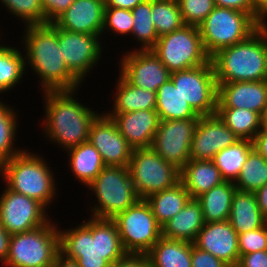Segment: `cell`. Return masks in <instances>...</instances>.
<instances>
[{"mask_svg":"<svg viewBox=\"0 0 267 267\" xmlns=\"http://www.w3.org/2000/svg\"><path fill=\"white\" fill-rule=\"evenodd\" d=\"M253 148L267 160V129H262L252 140Z\"/></svg>","mask_w":267,"mask_h":267,"instance_id":"cell-48","label":"cell"},{"mask_svg":"<svg viewBox=\"0 0 267 267\" xmlns=\"http://www.w3.org/2000/svg\"><path fill=\"white\" fill-rule=\"evenodd\" d=\"M111 267H151L147 254L127 253Z\"/></svg>","mask_w":267,"mask_h":267,"instance_id":"cell-47","label":"cell"},{"mask_svg":"<svg viewBox=\"0 0 267 267\" xmlns=\"http://www.w3.org/2000/svg\"><path fill=\"white\" fill-rule=\"evenodd\" d=\"M191 199L181 181L174 186L148 196L145 200L151 207L157 223L162 227L180 212Z\"/></svg>","mask_w":267,"mask_h":267,"instance_id":"cell-26","label":"cell"},{"mask_svg":"<svg viewBox=\"0 0 267 267\" xmlns=\"http://www.w3.org/2000/svg\"><path fill=\"white\" fill-rule=\"evenodd\" d=\"M16 118L14 109L0 101V165L24 151L14 148Z\"/></svg>","mask_w":267,"mask_h":267,"instance_id":"cell-38","label":"cell"},{"mask_svg":"<svg viewBox=\"0 0 267 267\" xmlns=\"http://www.w3.org/2000/svg\"><path fill=\"white\" fill-rule=\"evenodd\" d=\"M75 0H41L44 9V24L53 23Z\"/></svg>","mask_w":267,"mask_h":267,"instance_id":"cell-44","label":"cell"},{"mask_svg":"<svg viewBox=\"0 0 267 267\" xmlns=\"http://www.w3.org/2000/svg\"><path fill=\"white\" fill-rule=\"evenodd\" d=\"M72 174L85 186H88L105 167L100 153L89 142L81 143L68 150Z\"/></svg>","mask_w":267,"mask_h":267,"instance_id":"cell-30","label":"cell"},{"mask_svg":"<svg viewBox=\"0 0 267 267\" xmlns=\"http://www.w3.org/2000/svg\"><path fill=\"white\" fill-rule=\"evenodd\" d=\"M215 6L249 13L260 25L265 20L253 9L250 0H214Z\"/></svg>","mask_w":267,"mask_h":267,"instance_id":"cell-45","label":"cell"},{"mask_svg":"<svg viewBox=\"0 0 267 267\" xmlns=\"http://www.w3.org/2000/svg\"><path fill=\"white\" fill-rule=\"evenodd\" d=\"M236 267H267V250L241 255Z\"/></svg>","mask_w":267,"mask_h":267,"instance_id":"cell-46","label":"cell"},{"mask_svg":"<svg viewBox=\"0 0 267 267\" xmlns=\"http://www.w3.org/2000/svg\"><path fill=\"white\" fill-rule=\"evenodd\" d=\"M114 107L109 114H122L137 110H153L157 104V93L130 85L121 75L118 77Z\"/></svg>","mask_w":267,"mask_h":267,"instance_id":"cell-29","label":"cell"},{"mask_svg":"<svg viewBox=\"0 0 267 267\" xmlns=\"http://www.w3.org/2000/svg\"><path fill=\"white\" fill-rule=\"evenodd\" d=\"M75 92L77 89L44 91L45 137L65 150L87 142L91 125L100 115L79 103Z\"/></svg>","mask_w":267,"mask_h":267,"instance_id":"cell-3","label":"cell"},{"mask_svg":"<svg viewBox=\"0 0 267 267\" xmlns=\"http://www.w3.org/2000/svg\"><path fill=\"white\" fill-rule=\"evenodd\" d=\"M217 83L267 80V23L211 58Z\"/></svg>","mask_w":267,"mask_h":267,"instance_id":"cell-4","label":"cell"},{"mask_svg":"<svg viewBox=\"0 0 267 267\" xmlns=\"http://www.w3.org/2000/svg\"><path fill=\"white\" fill-rule=\"evenodd\" d=\"M151 51L171 73L202 66L210 60L199 27L191 25L160 36Z\"/></svg>","mask_w":267,"mask_h":267,"instance_id":"cell-9","label":"cell"},{"mask_svg":"<svg viewBox=\"0 0 267 267\" xmlns=\"http://www.w3.org/2000/svg\"><path fill=\"white\" fill-rule=\"evenodd\" d=\"M253 9L265 20L267 17V0H250Z\"/></svg>","mask_w":267,"mask_h":267,"instance_id":"cell-53","label":"cell"},{"mask_svg":"<svg viewBox=\"0 0 267 267\" xmlns=\"http://www.w3.org/2000/svg\"><path fill=\"white\" fill-rule=\"evenodd\" d=\"M25 32V65L30 64L38 74L42 90L79 89L81 83L70 73L62 58L57 26L54 23L26 26Z\"/></svg>","mask_w":267,"mask_h":267,"instance_id":"cell-2","label":"cell"},{"mask_svg":"<svg viewBox=\"0 0 267 267\" xmlns=\"http://www.w3.org/2000/svg\"><path fill=\"white\" fill-rule=\"evenodd\" d=\"M88 141L100 153L105 166L128 167L133 148L106 113H101L92 123Z\"/></svg>","mask_w":267,"mask_h":267,"instance_id":"cell-17","label":"cell"},{"mask_svg":"<svg viewBox=\"0 0 267 267\" xmlns=\"http://www.w3.org/2000/svg\"><path fill=\"white\" fill-rule=\"evenodd\" d=\"M60 253L79 267H111L124 250L116 222L92 217L74 229L59 230Z\"/></svg>","mask_w":267,"mask_h":267,"instance_id":"cell-1","label":"cell"},{"mask_svg":"<svg viewBox=\"0 0 267 267\" xmlns=\"http://www.w3.org/2000/svg\"><path fill=\"white\" fill-rule=\"evenodd\" d=\"M252 149L251 140H239L236 144L221 150L215 155L213 162L220 170L225 181L234 182L237 179Z\"/></svg>","mask_w":267,"mask_h":267,"instance_id":"cell-33","label":"cell"},{"mask_svg":"<svg viewBox=\"0 0 267 267\" xmlns=\"http://www.w3.org/2000/svg\"><path fill=\"white\" fill-rule=\"evenodd\" d=\"M25 68V56L17 48L0 45V93L20 83Z\"/></svg>","mask_w":267,"mask_h":267,"instance_id":"cell-35","label":"cell"},{"mask_svg":"<svg viewBox=\"0 0 267 267\" xmlns=\"http://www.w3.org/2000/svg\"><path fill=\"white\" fill-rule=\"evenodd\" d=\"M260 124L262 129H267V104L264 107V110L260 114Z\"/></svg>","mask_w":267,"mask_h":267,"instance_id":"cell-54","label":"cell"},{"mask_svg":"<svg viewBox=\"0 0 267 267\" xmlns=\"http://www.w3.org/2000/svg\"><path fill=\"white\" fill-rule=\"evenodd\" d=\"M238 249L240 256L256 251L267 250L266 226L238 234Z\"/></svg>","mask_w":267,"mask_h":267,"instance_id":"cell-42","label":"cell"},{"mask_svg":"<svg viewBox=\"0 0 267 267\" xmlns=\"http://www.w3.org/2000/svg\"><path fill=\"white\" fill-rule=\"evenodd\" d=\"M185 25L199 27L215 7L214 0H177Z\"/></svg>","mask_w":267,"mask_h":267,"instance_id":"cell-40","label":"cell"},{"mask_svg":"<svg viewBox=\"0 0 267 267\" xmlns=\"http://www.w3.org/2000/svg\"><path fill=\"white\" fill-rule=\"evenodd\" d=\"M228 221L238 234L265 226L266 216L260 211L254 192L236 190Z\"/></svg>","mask_w":267,"mask_h":267,"instance_id":"cell-25","label":"cell"},{"mask_svg":"<svg viewBox=\"0 0 267 267\" xmlns=\"http://www.w3.org/2000/svg\"><path fill=\"white\" fill-rule=\"evenodd\" d=\"M106 114L112 118L121 135L133 149L151 147L160 122L155 109Z\"/></svg>","mask_w":267,"mask_h":267,"instance_id":"cell-22","label":"cell"},{"mask_svg":"<svg viewBox=\"0 0 267 267\" xmlns=\"http://www.w3.org/2000/svg\"><path fill=\"white\" fill-rule=\"evenodd\" d=\"M15 17L26 26L44 24V9L41 0H0Z\"/></svg>","mask_w":267,"mask_h":267,"instance_id":"cell-39","label":"cell"},{"mask_svg":"<svg viewBox=\"0 0 267 267\" xmlns=\"http://www.w3.org/2000/svg\"><path fill=\"white\" fill-rule=\"evenodd\" d=\"M236 190L234 182L224 181L196 198L201 204L204 223L229 220Z\"/></svg>","mask_w":267,"mask_h":267,"instance_id":"cell-27","label":"cell"},{"mask_svg":"<svg viewBox=\"0 0 267 267\" xmlns=\"http://www.w3.org/2000/svg\"><path fill=\"white\" fill-rule=\"evenodd\" d=\"M128 169L139 199H146L180 181V169L151 147L133 149Z\"/></svg>","mask_w":267,"mask_h":267,"instance_id":"cell-10","label":"cell"},{"mask_svg":"<svg viewBox=\"0 0 267 267\" xmlns=\"http://www.w3.org/2000/svg\"><path fill=\"white\" fill-rule=\"evenodd\" d=\"M191 266L192 267H229L219 258L209 252L200 250L191 243Z\"/></svg>","mask_w":267,"mask_h":267,"instance_id":"cell-43","label":"cell"},{"mask_svg":"<svg viewBox=\"0 0 267 267\" xmlns=\"http://www.w3.org/2000/svg\"><path fill=\"white\" fill-rule=\"evenodd\" d=\"M151 18L158 37L185 25L177 0H151Z\"/></svg>","mask_w":267,"mask_h":267,"instance_id":"cell-36","label":"cell"},{"mask_svg":"<svg viewBox=\"0 0 267 267\" xmlns=\"http://www.w3.org/2000/svg\"><path fill=\"white\" fill-rule=\"evenodd\" d=\"M49 220L35 229L12 234L7 267H52L59 248V228Z\"/></svg>","mask_w":267,"mask_h":267,"instance_id":"cell-7","label":"cell"},{"mask_svg":"<svg viewBox=\"0 0 267 267\" xmlns=\"http://www.w3.org/2000/svg\"><path fill=\"white\" fill-rule=\"evenodd\" d=\"M170 79L200 116L216 114L218 84L211 59L202 66L172 72Z\"/></svg>","mask_w":267,"mask_h":267,"instance_id":"cell-12","label":"cell"},{"mask_svg":"<svg viewBox=\"0 0 267 267\" xmlns=\"http://www.w3.org/2000/svg\"><path fill=\"white\" fill-rule=\"evenodd\" d=\"M87 187L98 201L91 217L114 219L139 200L128 167L105 166Z\"/></svg>","mask_w":267,"mask_h":267,"instance_id":"cell-8","label":"cell"},{"mask_svg":"<svg viewBox=\"0 0 267 267\" xmlns=\"http://www.w3.org/2000/svg\"><path fill=\"white\" fill-rule=\"evenodd\" d=\"M45 212L46 208L37 200L7 186L0 197V223L11 235L45 225L49 221Z\"/></svg>","mask_w":267,"mask_h":267,"instance_id":"cell-14","label":"cell"},{"mask_svg":"<svg viewBox=\"0 0 267 267\" xmlns=\"http://www.w3.org/2000/svg\"><path fill=\"white\" fill-rule=\"evenodd\" d=\"M106 29L121 35H127L129 33L131 35L133 29V15L131 10L105 7L102 33Z\"/></svg>","mask_w":267,"mask_h":267,"instance_id":"cell-41","label":"cell"},{"mask_svg":"<svg viewBox=\"0 0 267 267\" xmlns=\"http://www.w3.org/2000/svg\"><path fill=\"white\" fill-rule=\"evenodd\" d=\"M62 58L70 73L82 83L101 57L99 35L67 31L57 27Z\"/></svg>","mask_w":267,"mask_h":267,"instance_id":"cell-15","label":"cell"},{"mask_svg":"<svg viewBox=\"0 0 267 267\" xmlns=\"http://www.w3.org/2000/svg\"><path fill=\"white\" fill-rule=\"evenodd\" d=\"M239 140L217 114L200 116L192 139L190 159L213 160L218 152Z\"/></svg>","mask_w":267,"mask_h":267,"instance_id":"cell-18","label":"cell"},{"mask_svg":"<svg viewBox=\"0 0 267 267\" xmlns=\"http://www.w3.org/2000/svg\"><path fill=\"white\" fill-rule=\"evenodd\" d=\"M120 61V75L132 86L157 93L171 72L151 50L127 52Z\"/></svg>","mask_w":267,"mask_h":267,"instance_id":"cell-16","label":"cell"},{"mask_svg":"<svg viewBox=\"0 0 267 267\" xmlns=\"http://www.w3.org/2000/svg\"><path fill=\"white\" fill-rule=\"evenodd\" d=\"M113 220L127 253L146 254L162 237V227L145 199L137 200Z\"/></svg>","mask_w":267,"mask_h":267,"instance_id":"cell-11","label":"cell"},{"mask_svg":"<svg viewBox=\"0 0 267 267\" xmlns=\"http://www.w3.org/2000/svg\"><path fill=\"white\" fill-rule=\"evenodd\" d=\"M266 183L267 160L253 148L249 152L239 176L234 181V185L238 191L255 192Z\"/></svg>","mask_w":267,"mask_h":267,"instance_id":"cell-34","label":"cell"},{"mask_svg":"<svg viewBox=\"0 0 267 267\" xmlns=\"http://www.w3.org/2000/svg\"><path fill=\"white\" fill-rule=\"evenodd\" d=\"M146 254L151 267H192L191 242L161 237Z\"/></svg>","mask_w":267,"mask_h":267,"instance_id":"cell-28","label":"cell"},{"mask_svg":"<svg viewBox=\"0 0 267 267\" xmlns=\"http://www.w3.org/2000/svg\"><path fill=\"white\" fill-rule=\"evenodd\" d=\"M104 10V0H75L53 23L67 31L100 36Z\"/></svg>","mask_w":267,"mask_h":267,"instance_id":"cell-20","label":"cell"},{"mask_svg":"<svg viewBox=\"0 0 267 267\" xmlns=\"http://www.w3.org/2000/svg\"><path fill=\"white\" fill-rule=\"evenodd\" d=\"M217 84V108H245L260 115L267 104V80Z\"/></svg>","mask_w":267,"mask_h":267,"instance_id":"cell-21","label":"cell"},{"mask_svg":"<svg viewBox=\"0 0 267 267\" xmlns=\"http://www.w3.org/2000/svg\"><path fill=\"white\" fill-rule=\"evenodd\" d=\"M12 235L0 223V261L5 264Z\"/></svg>","mask_w":267,"mask_h":267,"instance_id":"cell-49","label":"cell"},{"mask_svg":"<svg viewBox=\"0 0 267 267\" xmlns=\"http://www.w3.org/2000/svg\"><path fill=\"white\" fill-rule=\"evenodd\" d=\"M180 181L191 198H197L225 180L213 160L190 159L180 169Z\"/></svg>","mask_w":267,"mask_h":267,"instance_id":"cell-24","label":"cell"},{"mask_svg":"<svg viewBox=\"0 0 267 267\" xmlns=\"http://www.w3.org/2000/svg\"><path fill=\"white\" fill-rule=\"evenodd\" d=\"M216 114L240 140L252 141L261 130L257 112L245 108H217Z\"/></svg>","mask_w":267,"mask_h":267,"instance_id":"cell-32","label":"cell"},{"mask_svg":"<svg viewBox=\"0 0 267 267\" xmlns=\"http://www.w3.org/2000/svg\"><path fill=\"white\" fill-rule=\"evenodd\" d=\"M44 161L43 157L24 150L3 162L0 174L10 190L37 200L47 209L57 188L54 174Z\"/></svg>","mask_w":267,"mask_h":267,"instance_id":"cell-5","label":"cell"},{"mask_svg":"<svg viewBox=\"0 0 267 267\" xmlns=\"http://www.w3.org/2000/svg\"><path fill=\"white\" fill-rule=\"evenodd\" d=\"M204 226L202 208L196 198L162 226V237L194 243Z\"/></svg>","mask_w":267,"mask_h":267,"instance_id":"cell-23","label":"cell"},{"mask_svg":"<svg viewBox=\"0 0 267 267\" xmlns=\"http://www.w3.org/2000/svg\"><path fill=\"white\" fill-rule=\"evenodd\" d=\"M194 245L236 267L239 260L238 233L228 220L204 223Z\"/></svg>","mask_w":267,"mask_h":267,"instance_id":"cell-19","label":"cell"},{"mask_svg":"<svg viewBox=\"0 0 267 267\" xmlns=\"http://www.w3.org/2000/svg\"><path fill=\"white\" fill-rule=\"evenodd\" d=\"M155 110L160 120H186L200 115L184 100L172 80H168L157 91Z\"/></svg>","mask_w":267,"mask_h":267,"instance_id":"cell-31","label":"cell"},{"mask_svg":"<svg viewBox=\"0 0 267 267\" xmlns=\"http://www.w3.org/2000/svg\"><path fill=\"white\" fill-rule=\"evenodd\" d=\"M257 200V204L260 211L266 216L267 215V183L260 189L254 192Z\"/></svg>","mask_w":267,"mask_h":267,"instance_id":"cell-51","label":"cell"},{"mask_svg":"<svg viewBox=\"0 0 267 267\" xmlns=\"http://www.w3.org/2000/svg\"><path fill=\"white\" fill-rule=\"evenodd\" d=\"M52 267H79V265L75 260L69 259L59 252Z\"/></svg>","mask_w":267,"mask_h":267,"instance_id":"cell-52","label":"cell"},{"mask_svg":"<svg viewBox=\"0 0 267 267\" xmlns=\"http://www.w3.org/2000/svg\"><path fill=\"white\" fill-rule=\"evenodd\" d=\"M105 7L121 8L126 10H132L136 5L144 0H104Z\"/></svg>","mask_w":267,"mask_h":267,"instance_id":"cell-50","label":"cell"},{"mask_svg":"<svg viewBox=\"0 0 267 267\" xmlns=\"http://www.w3.org/2000/svg\"><path fill=\"white\" fill-rule=\"evenodd\" d=\"M131 13L133 15L132 36L141 42L140 50H151L159 38L151 18V0L139 3Z\"/></svg>","mask_w":267,"mask_h":267,"instance_id":"cell-37","label":"cell"},{"mask_svg":"<svg viewBox=\"0 0 267 267\" xmlns=\"http://www.w3.org/2000/svg\"><path fill=\"white\" fill-rule=\"evenodd\" d=\"M259 27L249 13L215 6L199 30L204 50L211 58L219 50L245 40Z\"/></svg>","mask_w":267,"mask_h":267,"instance_id":"cell-6","label":"cell"},{"mask_svg":"<svg viewBox=\"0 0 267 267\" xmlns=\"http://www.w3.org/2000/svg\"><path fill=\"white\" fill-rule=\"evenodd\" d=\"M198 120L199 118L160 120L151 148L165 161L181 169L190 160Z\"/></svg>","mask_w":267,"mask_h":267,"instance_id":"cell-13","label":"cell"}]
</instances>
